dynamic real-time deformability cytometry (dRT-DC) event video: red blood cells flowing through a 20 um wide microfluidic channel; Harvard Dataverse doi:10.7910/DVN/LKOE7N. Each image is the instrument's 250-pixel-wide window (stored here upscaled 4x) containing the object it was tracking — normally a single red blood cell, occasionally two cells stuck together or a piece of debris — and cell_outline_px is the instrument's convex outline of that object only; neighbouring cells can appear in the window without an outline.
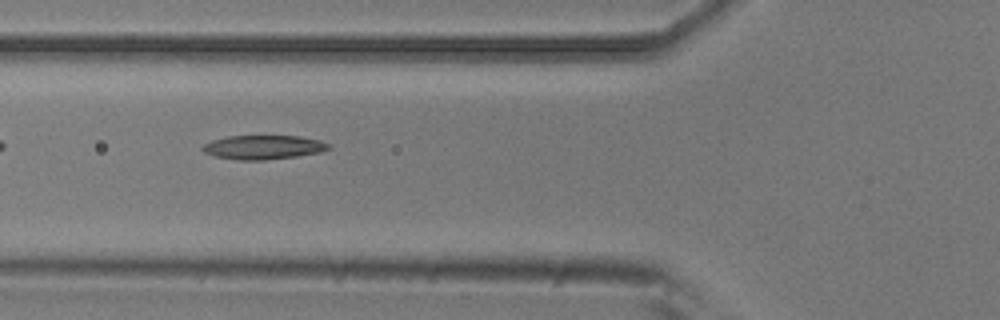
{"species": "common noctule bat (a hibernating species)", "species_latin": "Nyctalus noctula", "temperature_condition": "room temperature", "stored_images_in_passage": 8, "camera_frame_rate_fps": 3000, "um_per_image_px": 0.085, "animal": {"sex": "male", "body_mass_g": 20.5, "forearm_length_mm": 52.5}, "frame": {"image": 1, "passage_image": 6, "time_ms": 1.667, "image_size_px": [1000, 320], "cell_outline_px": [[332, 148], [320, 152], [296, 156], [264, 160], [236, 160], [216, 156], [204, 152], [200, 148], [204, 144], [212, 140], [228, 136], [300, 136], [320, 140], [328, 144]], "centroid_in_image_um": [22.38, 12.51], "position_along_channel_um": 103.4, "area_um2": 17.63}}
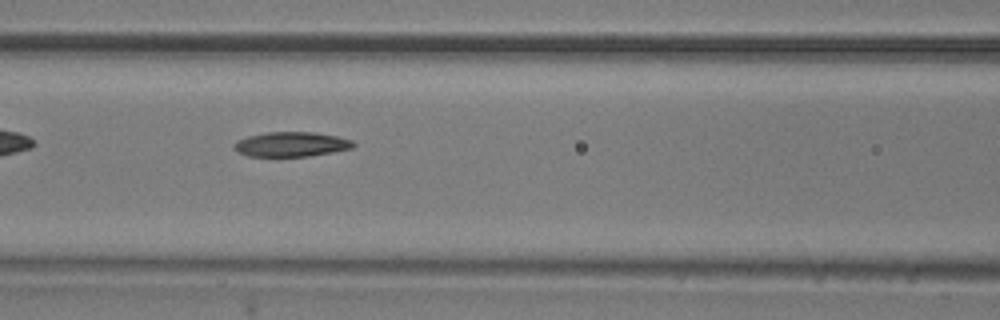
{"frame": {"image": 2, "passage_image": 7, "time_ms": 2.0, "image_size_px": [1000, 320], "cell_outline_px": [[356, 144], [352, 148], [332, 152], [308, 156], [248, 156], [236, 152], [232, 148], [232, 144], [236, 140], [248, 136], [264, 132], [312, 132], [336, 136], [352, 140]], "centroid_in_image_um": [24.69, 12.26], "position_along_channel_um": 141.9, "area_um2": 17.28}}
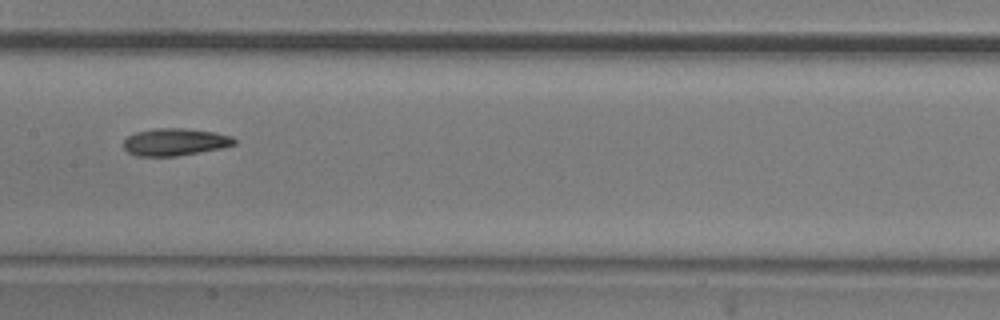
{"frame": {"image": 3, "passage_image": 8, "time_ms": 2.333, "image_size_px": [1000, 320], "cell_outline_px": [[236, 144], [224, 148], [176, 156], [136, 156], [128, 152], [124, 148], [124, 140], [128, 136], [136, 132], [156, 128], [184, 128], [216, 132], [232, 136], [236, 140]], "centroid_in_image_um": [14.9, 12.07], "position_along_channel_um": 192.5, "area_um2": 17.74}}